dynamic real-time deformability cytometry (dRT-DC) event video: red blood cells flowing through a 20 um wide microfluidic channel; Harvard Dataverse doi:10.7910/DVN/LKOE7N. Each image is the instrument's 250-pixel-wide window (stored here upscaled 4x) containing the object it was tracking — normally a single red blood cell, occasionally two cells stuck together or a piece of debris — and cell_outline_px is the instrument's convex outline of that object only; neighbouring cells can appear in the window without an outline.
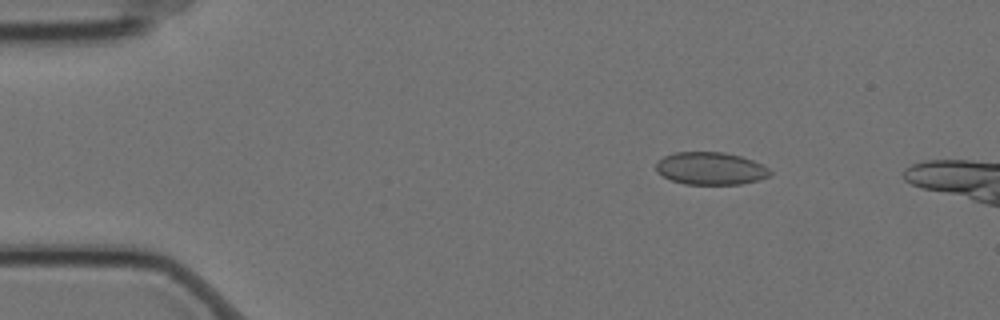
{"species": "Egyptian fruit bat (a non-hibernating species)", "species_latin": "Rousettus aegyptiacus", "temperature_condition": "cold", "stored_images_in_passage": 3, "camera_frame_rate_fps": 3000, "um_per_image_px": 0.085, "animal": {"sex": "female"}, "frame": {"image": 1, "passage_image": 1, "time_ms": 0.0, "image_size_px": [1000, 320], "cell_outline_px": [[772, 172], [768, 176], [760, 180], [740, 184], [684, 184], [672, 180], [656, 172], [656, 160], [664, 156], [676, 152], [724, 152], [740, 156], [752, 160], [768, 168]], "centroid_in_image_um": [60.37, 14.32], "position_along_channel_um": 24.6, "area_um2": 21.62}}